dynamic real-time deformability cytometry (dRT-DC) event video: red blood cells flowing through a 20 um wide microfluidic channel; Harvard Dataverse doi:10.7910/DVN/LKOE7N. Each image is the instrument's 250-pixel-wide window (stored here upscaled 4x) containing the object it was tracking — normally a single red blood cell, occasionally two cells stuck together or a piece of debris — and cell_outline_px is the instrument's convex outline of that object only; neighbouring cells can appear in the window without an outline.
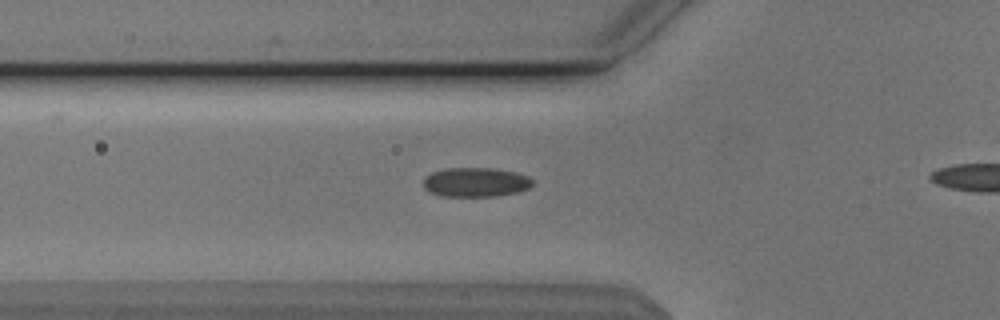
{"species": "Egyptian fruit bat (a non-hibernating species)", "species_latin": "Rousettus aegyptiacus", "temperature_condition": "cold", "stored_images_in_passage": 31, "camera_frame_rate_fps": 3000, "um_per_image_px": 0.085, "animal": {"sex": "male"}, "frame": {"image": 1, "passage_image": 4, "time_ms": 1.0, "image_size_px": [1000, 320], "cell_outline_px": [[532, 184], [528, 188], [516, 192], [496, 196], [444, 196], [428, 192], [424, 188], [424, 176], [432, 172], [444, 168], [492, 168], [516, 172], [528, 176], [532, 180]], "centroid_in_image_um": [40.39, 15.48], "position_along_channel_um": 85.4, "area_um2": 18.67}}
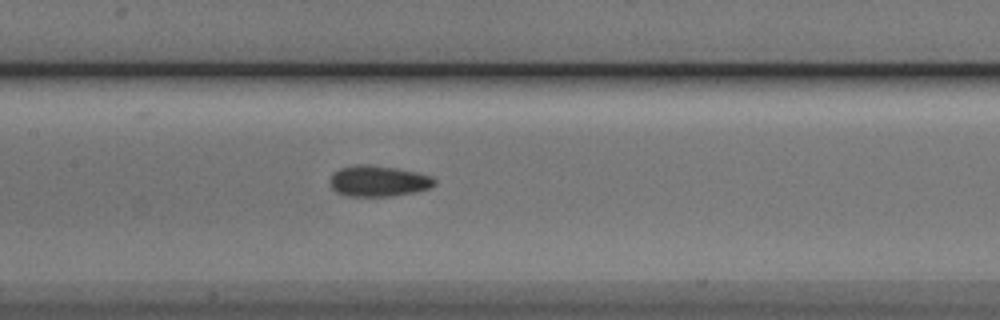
{"frame": {"image": 2, "passage_image": 11, "time_ms": 3.333, "image_size_px": [1000, 320], "cell_outline_px": [[436, 184], [432, 188], [416, 192], [392, 196], [348, 196], [336, 192], [332, 188], [328, 180], [332, 172], [340, 168], [356, 164], [364, 164], [396, 168], [416, 172], [432, 176], [436, 180]], "centroid_in_image_um": [32.15, 15.39], "position_along_channel_um": 175.2, "area_um2": 19.13}}
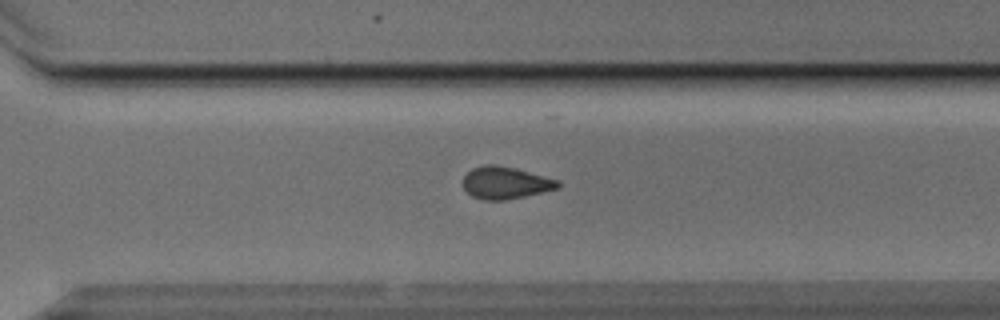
{"frame": {"image": 3, "passage_image": 23, "time_ms": 7.333, "image_size_px": [1000, 320], "cell_outline_px": [[560, 188], [524, 196], [504, 200], [484, 200], [472, 196], [464, 188], [464, 176], [472, 168], [484, 164], [496, 164], [560, 180]], "centroid_in_image_um": [42.97, 15.54], "position_along_channel_um": 327.6, "area_um2": 17.63}}